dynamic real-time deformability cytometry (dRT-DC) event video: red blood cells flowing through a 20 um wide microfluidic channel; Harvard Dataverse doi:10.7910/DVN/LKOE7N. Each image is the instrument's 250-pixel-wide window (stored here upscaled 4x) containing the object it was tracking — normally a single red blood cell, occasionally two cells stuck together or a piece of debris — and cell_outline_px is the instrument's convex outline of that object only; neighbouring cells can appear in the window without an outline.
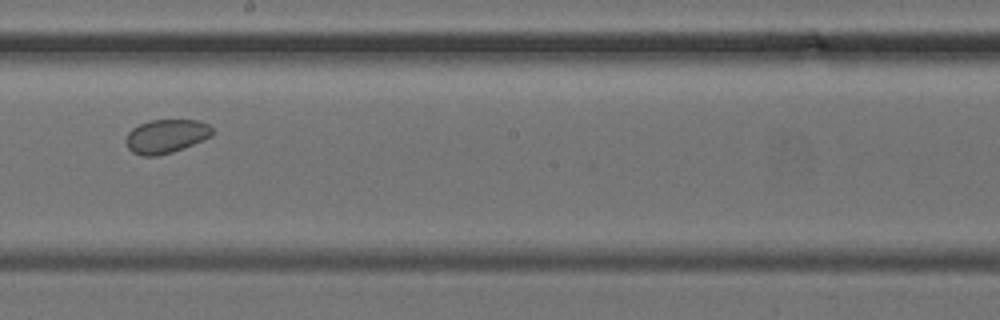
{"species": "common noctule bat (a hibernating species)", "species_latin": "Nyctalus noctula", "temperature_condition": "cold", "stored_images_in_passage": 9, "camera_frame_rate_fps": 3000, "um_per_image_px": 0.085, "animal": {"sex": "female", "body_mass_g": 24.6, "forearm_length_mm": 56.2}, "frame": {"image": 1, "passage_image": 9, "time_ms": 10.333, "image_size_px": [1000, 320], "cell_outline_px": [[212, 136], [184, 148], [172, 152], [156, 156], [140, 156], [132, 152], [128, 148], [124, 140], [128, 132], [132, 128], [140, 124], [152, 120], [196, 120], [208, 124], [212, 128]], "centroid_in_image_um": [14.09, 11.59], "position_along_channel_um": 234.1, "area_um2": 17.05}}